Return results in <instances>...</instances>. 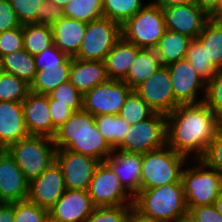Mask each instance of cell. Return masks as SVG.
<instances>
[{"label": "cell", "instance_id": "cell-1", "mask_svg": "<svg viewBox=\"0 0 222 222\" xmlns=\"http://www.w3.org/2000/svg\"><path fill=\"white\" fill-rule=\"evenodd\" d=\"M220 124L204 102L179 105L166 115L167 145L189 160L200 159Z\"/></svg>", "mask_w": 222, "mask_h": 222}, {"label": "cell", "instance_id": "cell-2", "mask_svg": "<svg viewBox=\"0 0 222 222\" xmlns=\"http://www.w3.org/2000/svg\"><path fill=\"white\" fill-rule=\"evenodd\" d=\"M56 149H67L104 162L113 149L99 132L95 117L84 110L75 112L53 137Z\"/></svg>", "mask_w": 222, "mask_h": 222}, {"label": "cell", "instance_id": "cell-3", "mask_svg": "<svg viewBox=\"0 0 222 222\" xmlns=\"http://www.w3.org/2000/svg\"><path fill=\"white\" fill-rule=\"evenodd\" d=\"M133 206L143 215L162 222H178L188 215L182 183L140 190L133 197Z\"/></svg>", "mask_w": 222, "mask_h": 222}, {"label": "cell", "instance_id": "cell-4", "mask_svg": "<svg viewBox=\"0 0 222 222\" xmlns=\"http://www.w3.org/2000/svg\"><path fill=\"white\" fill-rule=\"evenodd\" d=\"M189 159L167 144L142 154L140 190L169 183H181L182 171Z\"/></svg>", "mask_w": 222, "mask_h": 222}, {"label": "cell", "instance_id": "cell-5", "mask_svg": "<svg viewBox=\"0 0 222 222\" xmlns=\"http://www.w3.org/2000/svg\"><path fill=\"white\" fill-rule=\"evenodd\" d=\"M181 183L189 211L192 207L215 203L222 189V175L200 159L189 160L183 168Z\"/></svg>", "mask_w": 222, "mask_h": 222}, {"label": "cell", "instance_id": "cell-6", "mask_svg": "<svg viewBox=\"0 0 222 222\" xmlns=\"http://www.w3.org/2000/svg\"><path fill=\"white\" fill-rule=\"evenodd\" d=\"M6 150L29 182L39 177L55 161L56 155L53 139L43 136H28Z\"/></svg>", "mask_w": 222, "mask_h": 222}, {"label": "cell", "instance_id": "cell-7", "mask_svg": "<svg viewBox=\"0 0 222 222\" xmlns=\"http://www.w3.org/2000/svg\"><path fill=\"white\" fill-rule=\"evenodd\" d=\"M163 10L150 1L122 26V38L140 49H155L166 32Z\"/></svg>", "mask_w": 222, "mask_h": 222}, {"label": "cell", "instance_id": "cell-8", "mask_svg": "<svg viewBox=\"0 0 222 222\" xmlns=\"http://www.w3.org/2000/svg\"><path fill=\"white\" fill-rule=\"evenodd\" d=\"M122 38L121 25L106 17L87 23L84 38L74 58L105 61L111 48Z\"/></svg>", "mask_w": 222, "mask_h": 222}, {"label": "cell", "instance_id": "cell-9", "mask_svg": "<svg viewBox=\"0 0 222 222\" xmlns=\"http://www.w3.org/2000/svg\"><path fill=\"white\" fill-rule=\"evenodd\" d=\"M166 144V115L154 113L148 119L131 125L116 149L143 154Z\"/></svg>", "mask_w": 222, "mask_h": 222}, {"label": "cell", "instance_id": "cell-10", "mask_svg": "<svg viewBox=\"0 0 222 222\" xmlns=\"http://www.w3.org/2000/svg\"><path fill=\"white\" fill-rule=\"evenodd\" d=\"M131 91L124 81L108 79L83 94L82 110L94 117L100 114L118 115Z\"/></svg>", "mask_w": 222, "mask_h": 222}, {"label": "cell", "instance_id": "cell-11", "mask_svg": "<svg viewBox=\"0 0 222 222\" xmlns=\"http://www.w3.org/2000/svg\"><path fill=\"white\" fill-rule=\"evenodd\" d=\"M87 191L95 207L133 205V197L105 162L97 166Z\"/></svg>", "mask_w": 222, "mask_h": 222}, {"label": "cell", "instance_id": "cell-12", "mask_svg": "<svg viewBox=\"0 0 222 222\" xmlns=\"http://www.w3.org/2000/svg\"><path fill=\"white\" fill-rule=\"evenodd\" d=\"M166 67L172 81L175 101L179 105L204 101L206 82L197 74L189 61L182 59Z\"/></svg>", "mask_w": 222, "mask_h": 222}, {"label": "cell", "instance_id": "cell-13", "mask_svg": "<svg viewBox=\"0 0 222 222\" xmlns=\"http://www.w3.org/2000/svg\"><path fill=\"white\" fill-rule=\"evenodd\" d=\"M55 161L62 169L66 189L85 191L100 163L93 157L67 149H56Z\"/></svg>", "mask_w": 222, "mask_h": 222}, {"label": "cell", "instance_id": "cell-14", "mask_svg": "<svg viewBox=\"0 0 222 222\" xmlns=\"http://www.w3.org/2000/svg\"><path fill=\"white\" fill-rule=\"evenodd\" d=\"M134 91L155 113L168 115L179 106L175 101L172 81L166 66L160 68Z\"/></svg>", "mask_w": 222, "mask_h": 222}, {"label": "cell", "instance_id": "cell-15", "mask_svg": "<svg viewBox=\"0 0 222 222\" xmlns=\"http://www.w3.org/2000/svg\"><path fill=\"white\" fill-rule=\"evenodd\" d=\"M162 10L167 30L192 39L202 32L206 22L211 18L196 3L173 5Z\"/></svg>", "mask_w": 222, "mask_h": 222}, {"label": "cell", "instance_id": "cell-16", "mask_svg": "<svg viewBox=\"0 0 222 222\" xmlns=\"http://www.w3.org/2000/svg\"><path fill=\"white\" fill-rule=\"evenodd\" d=\"M65 191L62 169L54 161L39 177L29 182L27 199L49 210Z\"/></svg>", "mask_w": 222, "mask_h": 222}, {"label": "cell", "instance_id": "cell-17", "mask_svg": "<svg viewBox=\"0 0 222 222\" xmlns=\"http://www.w3.org/2000/svg\"><path fill=\"white\" fill-rule=\"evenodd\" d=\"M94 209L88 191L66 189L48 210V216L53 222H86Z\"/></svg>", "mask_w": 222, "mask_h": 222}, {"label": "cell", "instance_id": "cell-18", "mask_svg": "<svg viewBox=\"0 0 222 222\" xmlns=\"http://www.w3.org/2000/svg\"><path fill=\"white\" fill-rule=\"evenodd\" d=\"M29 181L6 149H0V203L26 200Z\"/></svg>", "mask_w": 222, "mask_h": 222}, {"label": "cell", "instance_id": "cell-19", "mask_svg": "<svg viewBox=\"0 0 222 222\" xmlns=\"http://www.w3.org/2000/svg\"><path fill=\"white\" fill-rule=\"evenodd\" d=\"M23 116L29 136H43L50 139L56 134L49 112L48 95L29 92L24 101Z\"/></svg>", "mask_w": 222, "mask_h": 222}, {"label": "cell", "instance_id": "cell-20", "mask_svg": "<svg viewBox=\"0 0 222 222\" xmlns=\"http://www.w3.org/2000/svg\"><path fill=\"white\" fill-rule=\"evenodd\" d=\"M104 162L132 197L140 191L142 154L113 149Z\"/></svg>", "mask_w": 222, "mask_h": 222}, {"label": "cell", "instance_id": "cell-21", "mask_svg": "<svg viewBox=\"0 0 222 222\" xmlns=\"http://www.w3.org/2000/svg\"><path fill=\"white\" fill-rule=\"evenodd\" d=\"M28 136L22 103L0 101V149Z\"/></svg>", "mask_w": 222, "mask_h": 222}, {"label": "cell", "instance_id": "cell-22", "mask_svg": "<svg viewBox=\"0 0 222 222\" xmlns=\"http://www.w3.org/2000/svg\"><path fill=\"white\" fill-rule=\"evenodd\" d=\"M108 79L103 61L71 58L69 81L82 95Z\"/></svg>", "mask_w": 222, "mask_h": 222}, {"label": "cell", "instance_id": "cell-23", "mask_svg": "<svg viewBox=\"0 0 222 222\" xmlns=\"http://www.w3.org/2000/svg\"><path fill=\"white\" fill-rule=\"evenodd\" d=\"M87 23L69 17H63L52 25L54 45L74 58L81 46Z\"/></svg>", "mask_w": 222, "mask_h": 222}, {"label": "cell", "instance_id": "cell-24", "mask_svg": "<svg viewBox=\"0 0 222 222\" xmlns=\"http://www.w3.org/2000/svg\"><path fill=\"white\" fill-rule=\"evenodd\" d=\"M141 49L121 38L109 51L104 61L109 79L123 80Z\"/></svg>", "mask_w": 222, "mask_h": 222}, {"label": "cell", "instance_id": "cell-25", "mask_svg": "<svg viewBox=\"0 0 222 222\" xmlns=\"http://www.w3.org/2000/svg\"><path fill=\"white\" fill-rule=\"evenodd\" d=\"M71 63L41 64V70L37 71L30 84V91L49 95L62 83L69 81Z\"/></svg>", "mask_w": 222, "mask_h": 222}, {"label": "cell", "instance_id": "cell-26", "mask_svg": "<svg viewBox=\"0 0 222 222\" xmlns=\"http://www.w3.org/2000/svg\"><path fill=\"white\" fill-rule=\"evenodd\" d=\"M162 67L155 49H141L122 81L134 90Z\"/></svg>", "mask_w": 222, "mask_h": 222}, {"label": "cell", "instance_id": "cell-27", "mask_svg": "<svg viewBox=\"0 0 222 222\" xmlns=\"http://www.w3.org/2000/svg\"><path fill=\"white\" fill-rule=\"evenodd\" d=\"M191 40L192 38L184 34L166 30L155 48L162 66L185 59Z\"/></svg>", "mask_w": 222, "mask_h": 222}, {"label": "cell", "instance_id": "cell-28", "mask_svg": "<svg viewBox=\"0 0 222 222\" xmlns=\"http://www.w3.org/2000/svg\"><path fill=\"white\" fill-rule=\"evenodd\" d=\"M200 42L208 60L222 70V23L217 17H211L202 32L196 37Z\"/></svg>", "mask_w": 222, "mask_h": 222}, {"label": "cell", "instance_id": "cell-29", "mask_svg": "<svg viewBox=\"0 0 222 222\" xmlns=\"http://www.w3.org/2000/svg\"><path fill=\"white\" fill-rule=\"evenodd\" d=\"M2 71L13 74L24 80L29 85L35 78V60L24 48L13 53H9L0 59Z\"/></svg>", "mask_w": 222, "mask_h": 222}, {"label": "cell", "instance_id": "cell-30", "mask_svg": "<svg viewBox=\"0 0 222 222\" xmlns=\"http://www.w3.org/2000/svg\"><path fill=\"white\" fill-rule=\"evenodd\" d=\"M95 124L112 149H116L122 143L131 126L119 115L111 114L95 116Z\"/></svg>", "mask_w": 222, "mask_h": 222}, {"label": "cell", "instance_id": "cell-31", "mask_svg": "<svg viewBox=\"0 0 222 222\" xmlns=\"http://www.w3.org/2000/svg\"><path fill=\"white\" fill-rule=\"evenodd\" d=\"M24 49L30 55H37L54 44L51 25L26 24L23 25Z\"/></svg>", "mask_w": 222, "mask_h": 222}, {"label": "cell", "instance_id": "cell-32", "mask_svg": "<svg viewBox=\"0 0 222 222\" xmlns=\"http://www.w3.org/2000/svg\"><path fill=\"white\" fill-rule=\"evenodd\" d=\"M148 2L149 0H103V17L122 26Z\"/></svg>", "mask_w": 222, "mask_h": 222}, {"label": "cell", "instance_id": "cell-33", "mask_svg": "<svg viewBox=\"0 0 222 222\" xmlns=\"http://www.w3.org/2000/svg\"><path fill=\"white\" fill-rule=\"evenodd\" d=\"M63 10L65 17L89 23L103 17V0H71Z\"/></svg>", "mask_w": 222, "mask_h": 222}, {"label": "cell", "instance_id": "cell-34", "mask_svg": "<svg viewBox=\"0 0 222 222\" xmlns=\"http://www.w3.org/2000/svg\"><path fill=\"white\" fill-rule=\"evenodd\" d=\"M155 112L147 105V103L132 90L126 97L119 116L129 125H135L151 117Z\"/></svg>", "mask_w": 222, "mask_h": 222}, {"label": "cell", "instance_id": "cell-35", "mask_svg": "<svg viewBox=\"0 0 222 222\" xmlns=\"http://www.w3.org/2000/svg\"><path fill=\"white\" fill-rule=\"evenodd\" d=\"M185 59L191 63L197 74L203 78L205 82L212 79L219 71L210 60H208L205 49L202 48L196 38L191 40Z\"/></svg>", "mask_w": 222, "mask_h": 222}, {"label": "cell", "instance_id": "cell-36", "mask_svg": "<svg viewBox=\"0 0 222 222\" xmlns=\"http://www.w3.org/2000/svg\"><path fill=\"white\" fill-rule=\"evenodd\" d=\"M30 85L13 74L2 72L0 76V101L22 103L28 93Z\"/></svg>", "mask_w": 222, "mask_h": 222}, {"label": "cell", "instance_id": "cell-37", "mask_svg": "<svg viewBox=\"0 0 222 222\" xmlns=\"http://www.w3.org/2000/svg\"><path fill=\"white\" fill-rule=\"evenodd\" d=\"M222 123V70L206 82L205 98L203 101Z\"/></svg>", "mask_w": 222, "mask_h": 222}, {"label": "cell", "instance_id": "cell-38", "mask_svg": "<svg viewBox=\"0 0 222 222\" xmlns=\"http://www.w3.org/2000/svg\"><path fill=\"white\" fill-rule=\"evenodd\" d=\"M48 218V210L28 199L14 202V222H45Z\"/></svg>", "mask_w": 222, "mask_h": 222}, {"label": "cell", "instance_id": "cell-39", "mask_svg": "<svg viewBox=\"0 0 222 222\" xmlns=\"http://www.w3.org/2000/svg\"><path fill=\"white\" fill-rule=\"evenodd\" d=\"M200 160L222 175V123L218 126L214 138L209 142Z\"/></svg>", "mask_w": 222, "mask_h": 222}, {"label": "cell", "instance_id": "cell-40", "mask_svg": "<svg viewBox=\"0 0 222 222\" xmlns=\"http://www.w3.org/2000/svg\"><path fill=\"white\" fill-rule=\"evenodd\" d=\"M131 206L95 207L86 222H126Z\"/></svg>", "mask_w": 222, "mask_h": 222}, {"label": "cell", "instance_id": "cell-41", "mask_svg": "<svg viewBox=\"0 0 222 222\" xmlns=\"http://www.w3.org/2000/svg\"><path fill=\"white\" fill-rule=\"evenodd\" d=\"M20 24H37L38 8L43 0H9Z\"/></svg>", "mask_w": 222, "mask_h": 222}, {"label": "cell", "instance_id": "cell-42", "mask_svg": "<svg viewBox=\"0 0 222 222\" xmlns=\"http://www.w3.org/2000/svg\"><path fill=\"white\" fill-rule=\"evenodd\" d=\"M24 48L23 26L6 30L0 33V59L15 51Z\"/></svg>", "mask_w": 222, "mask_h": 222}, {"label": "cell", "instance_id": "cell-43", "mask_svg": "<svg viewBox=\"0 0 222 222\" xmlns=\"http://www.w3.org/2000/svg\"><path fill=\"white\" fill-rule=\"evenodd\" d=\"M49 99V112L52 118L53 127L57 130L63 125L75 112L82 110V104H62L56 103L48 95Z\"/></svg>", "mask_w": 222, "mask_h": 222}, {"label": "cell", "instance_id": "cell-44", "mask_svg": "<svg viewBox=\"0 0 222 222\" xmlns=\"http://www.w3.org/2000/svg\"><path fill=\"white\" fill-rule=\"evenodd\" d=\"M49 96L62 104H82L83 95L71 84L66 81L54 89Z\"/></svg>", "mask_w": 222, "mask_h": 222}, {"label": "cell", "instance_id": "cell-45", "mask_svg": "<svg viewBox=\"0 0 222 222\" xmlns=\"http://www.w3.org/2000/svg\"><path fill=\"white\" fill-rule=\"evenodd\" d=\"M37 24L53 25L64 17V10L53 0H43L38 8Z\"/></svg>", "mask_w": 222, "mask_h": 222}, {"label": "cell", "instance_id": "cell-46", "mask_svg": "<svg viewBox=\"0 0 222 222\" xmlns=\"http://www.w3.org/2000/svg\"><path fill=\"white\" fill-rule=\"evenodd\" d=\"M34 60L36 71L41 70V64L71 63V57L60 51L54 44L41 53L34 55Z\"/></svg>", "mask_w": 222, "mask_h": 222}, {"label": "cell", "instance_id": "cell-47", "mask_svg": "<svg viewBox=\"0 0 222 222\" xmlns=\"http://www.w3.org/2000/svg\"><path fill=\"white\" fill-rule=\"evenodd\" d=\"M188 216L195 222H222V215L218 213L214 204L192 207Z\"/></svg>", "mask_w": 222, "mask_h": 222}, {"label": "cell", "instance_id": "cell-48", "mask_svg": "<svg viewBox=\"0 0 222 222\" xmlns=\"http://www.w3.org/2000/svg\"><path fill=\"white\" fill-rule=\"evenodd\" d=\"M20 26L10 1L0 0V33Z\"/></svg>", "mask_w": 222, "mask_h": 222}, {"label": "cell", "instance_id": "cell-49", "mask_svg": "<svg viewBox=\"0 0 222 222\" xmlns=\"http://www.w3.org/2000/svg\"><path fill=\"white\" fill-rule=\"evenodd\" d=\"M195 3L210 17L219 15V0H195Z\"/></svg>", "mask_w": 222, "mask_h": 222}, {"label": "cell", "instance_id": "cell-50", "mask_svg": "<svg viewBox=\"0 0 222 222\" xmlns=\"http://www.w3.org/2000/svg\"><path fill=\"white\" fill-rule=\"evenodd\" d=\"M0 222H14V202L0 203Z\"/></svg>", "mask_w": 222, "mask_h": 222}, {"label": "cell", "instance_id": "cell-51", "mask_svg": "<svg viewBox=\"0 0 222 222\" xmlns=\"http://www.w3.org/2000/svg\"><path fill=\"white\" fill-rule=\"evenodd\" d=\"M126 222H162V221L143 215L132 205L130 207V211Z\"/></svg>", "mask_w": 222, "mask_h": 222}, {"label": "cell", "instance_id": "cell-52", "mask_svg": "<svg viewBox=\"0 0 222 222\" xmlns=\"http://www.w3.org/2000/svg\"><path fill=\"white\" fill-rule=\"evenodd\" d=\"M152 4L159 6L161 9L173 5L195 3V0H149Z\"/></svg>", "mask_w": 222, "mask_h": 222}, {"label": "cell", "instance_id": "cell-53", "mask_svg": "<svg viewBox=\"0 0 222 222\" xmlns=\"http://www.w3.org/2000/svg\"><path fill=\"white\" fill-rule=\"evenodd\" d=\"M214 205L218 213L222 215V189L220 191V194L218 195V198L215 200Z\"/></svg>", "mask_w": 222, "mask_h": 222}, {"label": "cell", "instance_id": "cell-54", "mask_svg": "<svg viewBox=\"0 0 222 222\" xmlns=\"http://www.w3.org/2000/svg\"><path fill=\"white\" fill-rule=\"evenodd\" d=\"M58 6L64 8L66 4L70 3L71 0H53Z\"/></svg>", "mask_w": 222, "mask_h": 222}, {"label": "cell", "instance_id": "cell-55", "mask_svg": "<svg viewBox=\"0 0 222 222\" xmlns=\"http://www.w3.org/2000/svg\"><path fill=\"white\" fill-rule=\"evenodd\" d=\"M178 222H195V221L187 215V216L181 218Z\"/></svg>", "mask_w": 222, "mask_h": 222}, {"label": "cell", "instance_id": "cell-56", "mask_svg": "<svg viewBox=\"0 0 222 222\" xmlns=\"http://www.w3.org/2000/svg\"><path fill=\"white\" fill-rule=\"evenodd\" d=\"M222 13V0H219V14Z\"/></svg>", "mask_w": 222, "mask_h": 222}, {"label": "cell", "instance_id": "cell-57", "mask_svg": "<svg viewBox=\"0 0 222 222\" xmlns=\"http://www.w3.org/2000/svg\"><path fill=\"white\" fill-rule=\"evenodd\" d=\"M217 18H218L219 21H221V23H222V13H220V14L217 16Z\"/></svg>", "mask_w": 222, "mask_h": 222}, {"label": "cell", "instance_id": "cell-58", "mask_svg": "<svg viewBox=\"0 0 222 222\" xmlns=\"http://www.w3.org/2000/svg\"><path fill=\"white\" fill-rule=\"evenodd\" d=\"M45 222H53V221H51V220L48 218Z\"/></svg>", "mask_w": 222, "mask_h": 222}]
</instances>
